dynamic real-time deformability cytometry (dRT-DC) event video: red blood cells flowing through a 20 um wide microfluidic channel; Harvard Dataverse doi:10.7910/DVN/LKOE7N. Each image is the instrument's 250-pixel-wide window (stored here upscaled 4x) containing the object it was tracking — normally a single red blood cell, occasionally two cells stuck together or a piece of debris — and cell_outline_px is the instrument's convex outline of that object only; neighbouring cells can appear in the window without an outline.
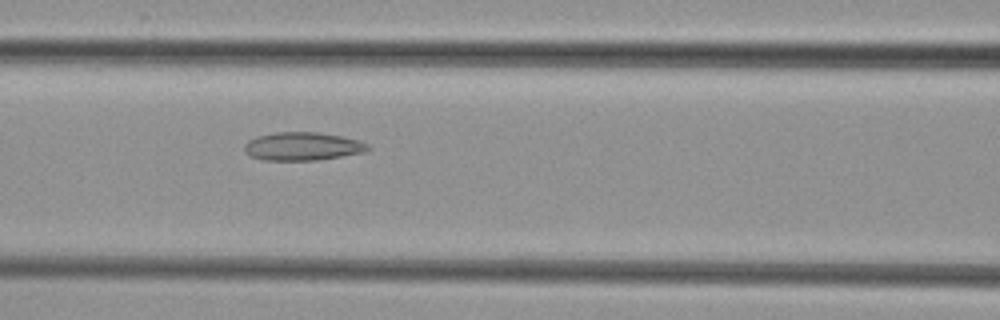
{"species": "common noctule bat (a hibernating species)", "species_latin": "Nyctalus noctula", "temperature_condition": "cold", "stored_images_in_passage": 5, "camera_frame_rate_fps": 3000, "um_per_image_px": 0.085, "animal": {"sex": "female", "body_mass_g": 29.2, "forearm_length_mm": 56.3}, "frame": {"image": 1, "passage_image": 5, "time_ms": 5.667, "image_size_px": [1000, 320], "cell_outline_px": [[372, 148], [364, 152], [316, 160], [264, 160], [252, 156], [244, 152], [244, 144], [248, 140], [256, 136], [276, 132], [316, 132], [340, 136], [356, 140], [368, 144]], "centroid_in_image_um": [25.68, 12.43], "position_along_channel_um": 140.9, "area_um2": 20.17}}